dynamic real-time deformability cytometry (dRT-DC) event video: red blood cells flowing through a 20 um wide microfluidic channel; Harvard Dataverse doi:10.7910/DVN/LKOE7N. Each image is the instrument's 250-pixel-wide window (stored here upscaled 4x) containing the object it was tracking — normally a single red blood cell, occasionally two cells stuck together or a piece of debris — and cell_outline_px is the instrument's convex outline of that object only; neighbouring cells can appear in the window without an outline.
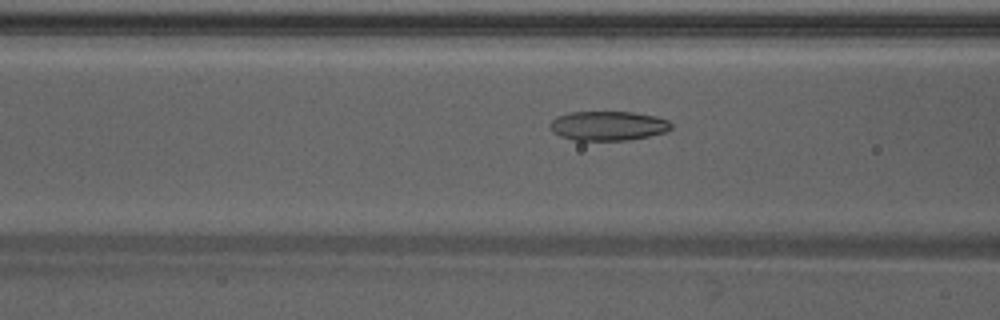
{"species": "Egyptian fruit bat (a non-hibernating species)", "species_latin": "Rousettus aegyptiacus", "temperature_condition": "warm", "stored_images_in_passage": 33, "camera_frame_rate_fps": 3000, "um_per_image_px": 0.085, "animal": {"sex": "male"}, "frame": {"image": 1, "passage_image": 4, "time_ms": 1.0, "image_size_px": [1000, 320], "cell_outline_px": [[672, 128], [664, 132], [648, 136], [628, 140], [576, 140], [560, 136], [552, 132], [548, 124], [556, 116], [572, 112], [632, 112], [656, 116], [668, 120], [672, 124]], "centroid_in_image_um": [51.67, 10.69], "position_along_channel_um": 114.9, "area_um2": 20.75}}
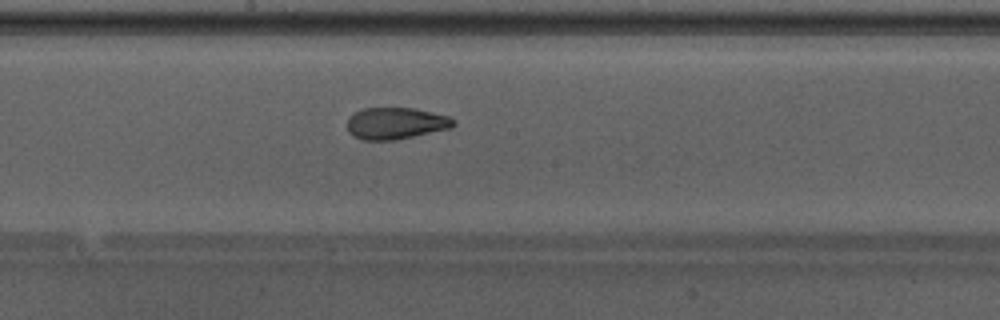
{"frame": {"image": 2, "passage_image": 11, "time_ms": 3.333, "image_size_px": [1000, 320], "cell_outline_px": [[456, 124], [452, 128], [396, 140], [360, 140], [352, 136], [348, 132], [348, 120], [356, 112], [364, 108], [416, 108], [448, 116], [456, 120]], "centroid_in_image_um": [33.67, 10.49], "position_along_channel_um": 214.5, "area_um2": 19.77}}
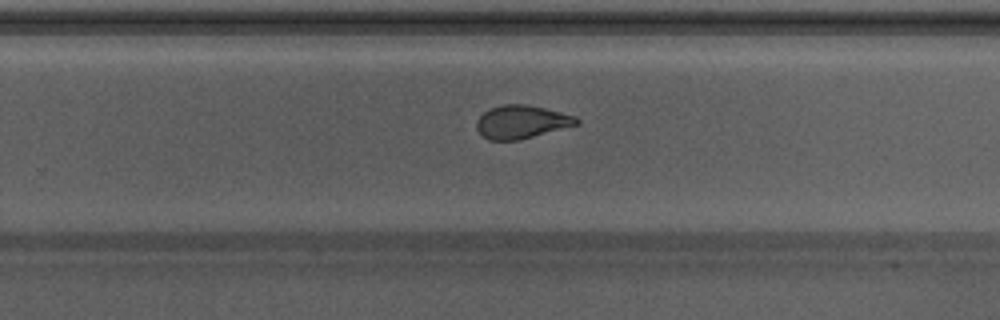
{"frame": {"image": 3, "passage_image": 16, "time_ms": 5.0, "image_size_px": [1000, 320], "cell_outline_px": [[580, 124], [520, 140], [488, 140], [476, 128], [476, 120], [488, 108], [504, 104], [524, 104], [544, 108], [576, 116], [580, 120]], "centroid_in_image_um": [44.34, 10.36], "position_along_channel_um": 285.5, "area_um2": 19.42}, "authors_computed_cell_mechanics": {"area_um2": 20.6346, "velocity_mm_per_s": 4.2691, "shape_relaxation_time_tau1_ms": 5.8107, "shape_relaxation_time_tau2_ms": 1.3305, "deformation_change_tau1": 0.1947, "deformation_change_tau2": 0.0812}}